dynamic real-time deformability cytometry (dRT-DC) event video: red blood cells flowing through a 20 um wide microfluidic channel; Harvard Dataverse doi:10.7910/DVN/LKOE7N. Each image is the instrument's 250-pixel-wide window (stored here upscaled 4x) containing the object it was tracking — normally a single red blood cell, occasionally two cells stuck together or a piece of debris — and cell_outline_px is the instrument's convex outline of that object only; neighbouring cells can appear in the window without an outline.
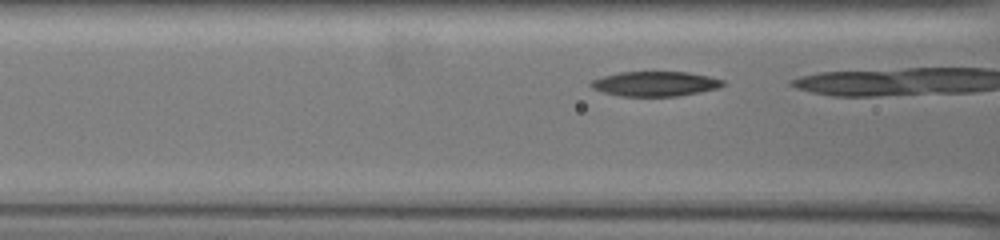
{"species": "common noctule bat (a hibernating species)", "species_latin": "Nyctalus noctula", "temperature_condition": "warm", "stored_images_in_passage": 4, "camera_frame_rate_fps": 3000, "um_per_image_px": 0.085, "animal": {"sex": "female", "body_mass_g": 19.5, "forearm_length_mm": 54.1}, "frame": {"image": 1, "passage_image": 3, "time_ms": 0.667, "image_size_px": [1000, 240], "cell_outline_px": [[724, 84], [716, 88], [676, 96], [620, 96], [604, 92], [592, 88], [588, 84], [592, 80], [604, 76], [620, 72], [688, 72], [708, 76], [724, 80]], "centroid_in_image_um": [55.64, 7.11], "position_along_channel_um": 111.0, "area_um2": 18.79}}